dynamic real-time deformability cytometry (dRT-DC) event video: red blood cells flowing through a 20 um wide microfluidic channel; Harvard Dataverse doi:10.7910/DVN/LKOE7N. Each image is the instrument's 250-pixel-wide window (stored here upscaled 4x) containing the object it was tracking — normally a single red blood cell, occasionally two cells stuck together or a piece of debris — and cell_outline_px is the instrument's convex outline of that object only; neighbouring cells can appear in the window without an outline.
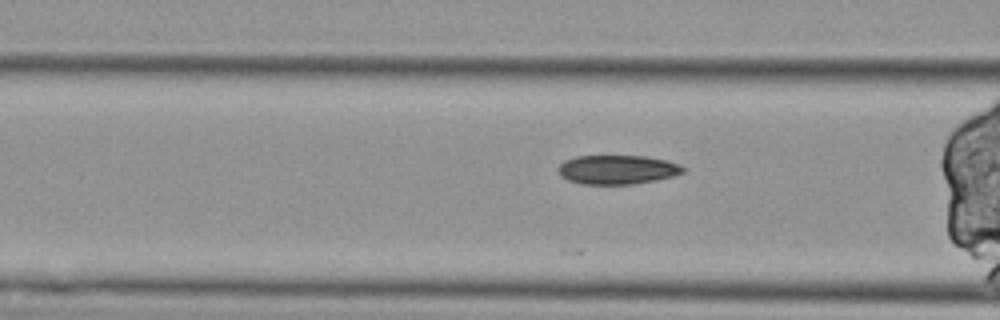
{"species": "Egyptian fruit bat (a non-hibernating species)", "species_latin": "Rousettus aegyptiacus", "temperature_condition": "cold", "stored_images_in_passage": 15, "camera_frame_rate_fps": 3000, "um_per_image_px": 0.085, "animal": {"sex": "female"}, "frame": {"image": 1, "passage_image": 4, "time_ms": 1.0, "image_size_px": [1000, 320], "cell_outline_px": [[688, 168], [684, 172], [672, 176], [656, 180], [632, 184], [580, 184], [568, 180], [560, 176], [556, 168], [564, 160], [576, 156], [648, 156], [668, 160], [680, 164]], "centroid_in_image_um": [52.48, 14.41], "position_along_channel_um": 114.1, "area_um2": 21.5}}
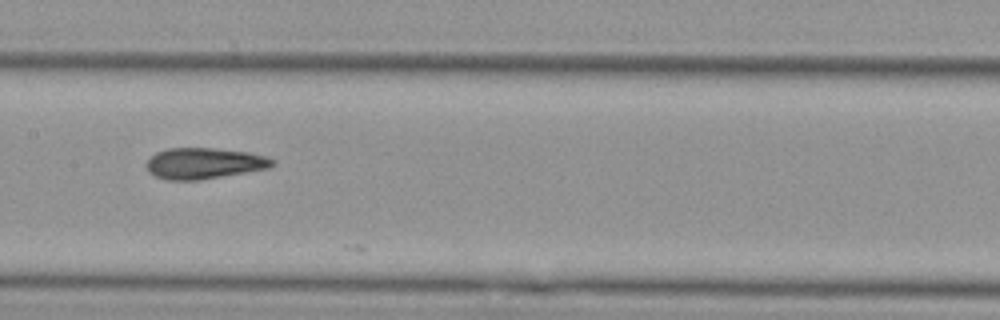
{"frame": {"image": 2, "passage_image": 11, "time_ms": 3.333, "image_size_px": [1000, 320], "cell_outline_px": [[276, 164], [272, 168], [200, 180], [168, 180], [156, 176], [148, 172], [144, 164], [156, 152], [168, 148], [216, 148], [248, 152], [268, 156], [276, 160]], "centroid_in_image_um": [17.4, 13.88], "position_along_channel_um": 190.0, "area_um2": 23.18}}
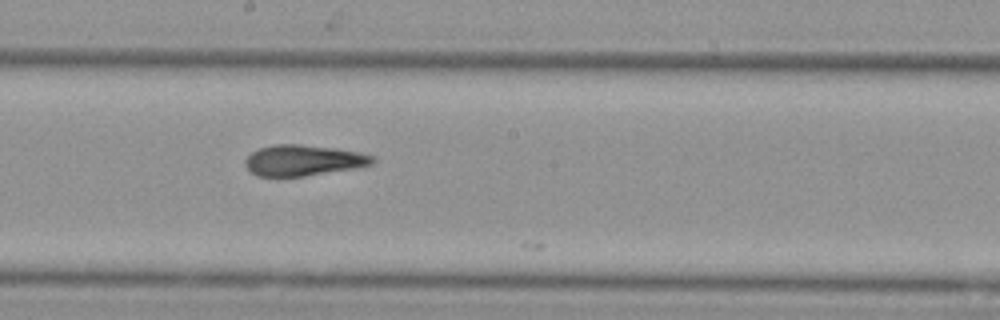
{"frame": {"image": 3, "passage_image": 14, "time_ms": 4.333, "image_size_px": [1000, 320], "cell_outline_px": [[376, 160], [372, 164], [352, 168], [304, 176], [256, 176], [244, 164], [244, 160], [252, 152], [260, 148], [272, 144], [300, 144], [332, 148], [360, 152], [376, 156]], "centroid_in_image_um": [25.77, 13.62], "position_along_channel_um": 222.4, "area_um2": 22.72}}